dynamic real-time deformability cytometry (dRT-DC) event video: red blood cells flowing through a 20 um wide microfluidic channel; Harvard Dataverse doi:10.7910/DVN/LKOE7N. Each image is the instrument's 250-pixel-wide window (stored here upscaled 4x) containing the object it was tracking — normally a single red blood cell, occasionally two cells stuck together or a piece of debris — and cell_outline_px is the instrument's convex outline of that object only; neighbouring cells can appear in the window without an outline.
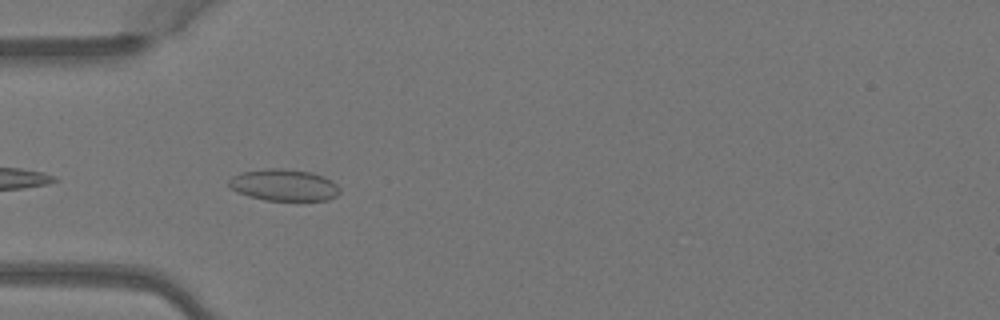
{"species": "Egyptian fruit bat (a non-hibernating species)", "species_latin": "Rousettus aegyptiacus", "temperature_condition": "warm", "stored_images_in_passage": 4, "camera_frame_rate_fps": 3000, "um_per_image_px": 0.085, "animal": {"sex": "female"}, "frame": {"image": 1, "passage_image": 3, "time_ms": 0.667, "image_size_px": [1000, 320], "cell_outline_px": [[340, 192], [336, 196], [328, 200], [264, 200], [248, 196], [236, 192], [228, 184], [228, 180], [232, 176], [244, 172], [268, 168], [280, 168], [312, 172], [324, 176], [332, 180], [340, 188]], "centroid_in_image_um": [24.15, 15.73], "position_along_channel_um": 60.9, "area_um2": 20.52}}